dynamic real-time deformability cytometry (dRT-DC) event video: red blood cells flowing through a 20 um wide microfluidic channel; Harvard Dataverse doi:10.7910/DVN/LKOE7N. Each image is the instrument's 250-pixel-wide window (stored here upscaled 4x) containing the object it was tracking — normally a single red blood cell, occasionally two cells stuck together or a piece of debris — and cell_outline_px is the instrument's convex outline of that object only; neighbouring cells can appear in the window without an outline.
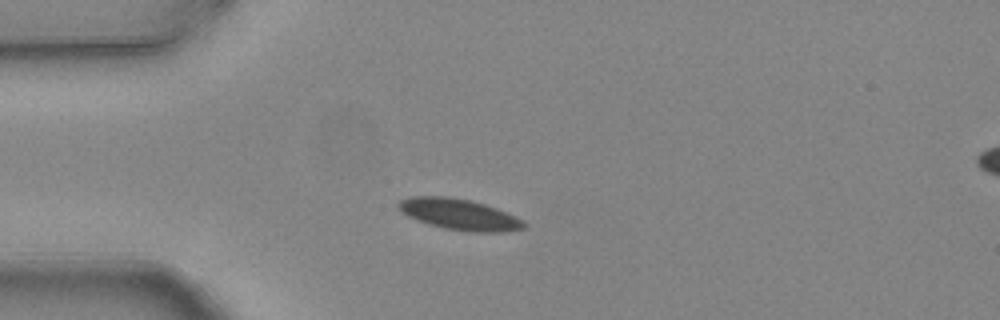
{"species": "common noctule bat (a hibernating species)", "species_latin": "Nyctalus noctula", "temperature_condition": "warm", "stored_images_in_passage": 4, "camera_frame_rate_fps": 3000, "um_per_image_px": 0.085, "animal": {"sex": "female", "body_mass_g": 24.6, "forearm_length_mm": 56.2}, "frame": {"image": 1, "passage_image": 2, "time_ms": 0.333, "image_size_px": [1000, 320], "cell_outline_px": [[528, 224], [524, 228], [504, 232], [468, 232], [444, 228], [428, 224], [416, 220], [400, 212], [396, 208], [396, 204], [400, 200], [412, 196], [448, 196], [472, 200], [496, 208], [516, 216], [524, 220]], "centroid_in_image_um": [39.02, 18.22], "position_along_channel_um": 46.0, "area_um2": 23.06}}
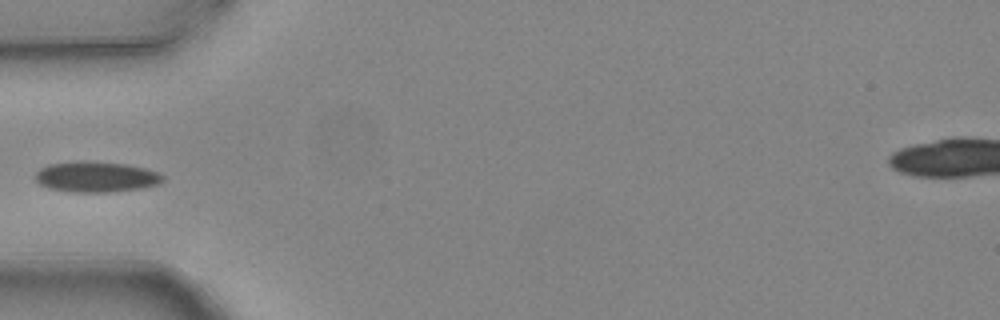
{"frame": {"image": 2, "passage_image": 3, "time_ms": 0.667, "image_size_px": [1000, 320], "cell_outline_px": [[164, 180], [156, 184], [140, 188], [108, 192], [72, 192], [48, 188], [40, 184], [36, 180], [36, 172], [40, 168], [48, 164], [76, 160], [84, 160], [124, 164], [144, 168], [156, 172], [164, 176]], "centroid_in_image_um": [8.11, 15.02], "position_along_channel_um": 76.9, "area_um2": 22.72}}
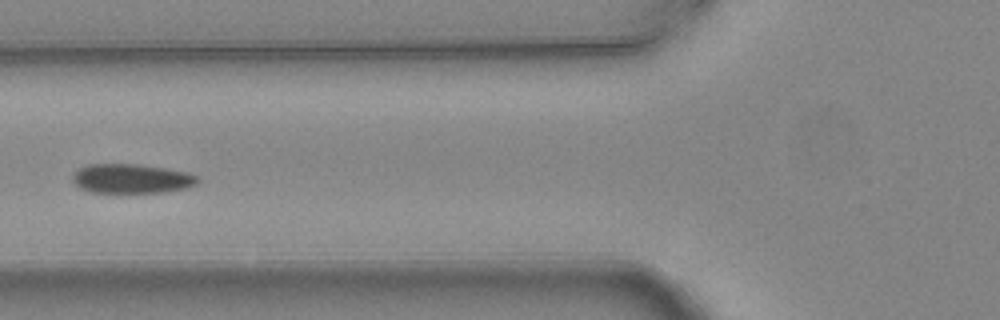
{"frame": {"image": 3, "passage_image": 4, "time_ms": 1.0, "image_size_px": [1000, 320], "cell_outline_px": [[200, 180], [196, 184], [184, 188], [164, 192], [116, 196], [92, 192], [80, 188], [72, 180], [72, 176], [80, 168], [88, 164], [136, 164], [164, 168], [188, 172], [196, 176]], "centroid_in_image_um": [11.15, 15.24], "position_along_channel_um": 114.7, "area_um2": 22.2}}